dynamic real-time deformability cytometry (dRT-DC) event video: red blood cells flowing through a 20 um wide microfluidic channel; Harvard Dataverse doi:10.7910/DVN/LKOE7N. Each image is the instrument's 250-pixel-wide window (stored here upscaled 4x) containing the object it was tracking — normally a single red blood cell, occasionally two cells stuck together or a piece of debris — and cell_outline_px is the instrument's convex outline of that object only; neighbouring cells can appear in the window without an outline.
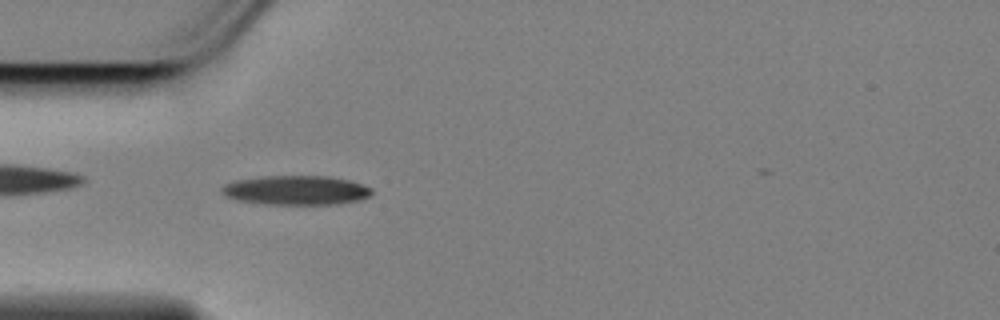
{"species": "Egyptian fruit bat (a non-hibernating species)", "species_latin": "Rousettus aegyptiacus", "temperature_condition": "cold", "stored_images_in_passage": 33, "camera_frame_rate_fps": 3000, "um_per_image_px": 0.085, "animal": {"sex": "female"}, "frame": {"image": 1, "passage_image": 2, "time_ms": 0.333, "image_size_px": [1000, 320], "cell_outline_px": [[372, 192], [368, 196], [360, 200], [336, 204], [264, 204], [236, 200], [224, 196], [220, 192], [220, 188], [224, 184], [236, 180], [260, 176], [328, 176], [352, 180], [372, 188]], "centroid_in_image_um": [25.13, 16.16], "position_along_channel_um": 59.9, "area_um2": 25.89}}
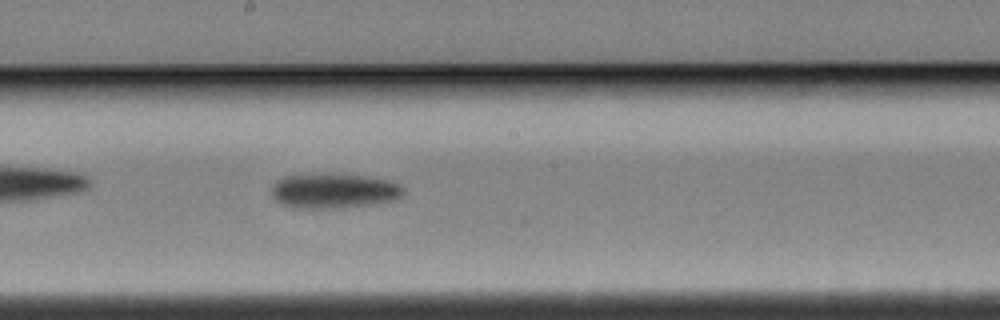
{"frame": {"image": 2, "passage_image": 16, "time_ms": 5.0, "image_size_px": [1000, 320], "cell_outline_px": [[404, 196], [396, 200], [376, 204], [344, 208], [292, 208], [280, 204], [272, 196], [272, 188], [276, 180], [284, 176], [332, 172], [388, 180], [400, 184], [404, 188]], "centroid_in_image_um": [28.39, 16.22], "position_along_channel_um": 219.8, "area_um2": 27.51}}
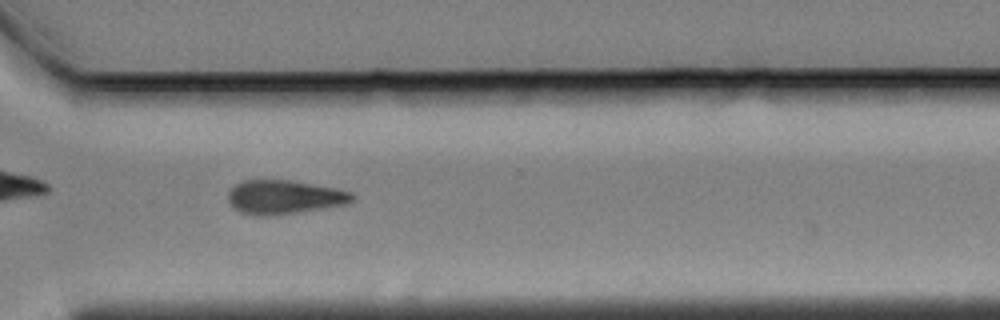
{"frame": {"image": 3, "passage_image": 27, "time_ms": 8.667, "image_size_px": [1000, 320], "cell_outline_px": [[352, 200], [348, 204], [300, 212], [268, 216], [252, 216], [240, 212], [232, 208], [228, 200], [228, 192], [240, 180], [288, 180], [332, 188], [352, 192]], "centroid_in_image_um": [24.09, 16.77], "position_along_channel_um": 346.5, "area_um2": 24.51}, "authors_computed_cell_mechanics": {"area_um2": 25.8944, "velocity_mm_per_s": 3.4558, "shape_relaxation_time_tau1_ms": 2.7025, "shape_relaxation_time_tau2_ms": null, "deformation_change_tau1": 0.1041, "deformation_change_tau2": null}}